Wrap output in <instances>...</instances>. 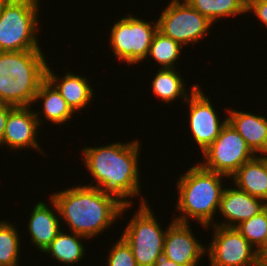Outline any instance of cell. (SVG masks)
Segmentation results:
<instances>
[{
  "mask_svg": "<svg viewBox=\"0 0 267 266\" xmlns=\"http://www.w3.org/2000/svg\"><path fill=\"white\" fill-rule=\"evenodd\" d=\"M139 142L135 139L124 144L113 142L101 147H84L82 156L85 168L96 182L95 185L91 182L86 186L111 193L124 204H132L133 196L141 194Z\"/></svg>",
  "mask_w": 267,
  "mask_h": 266,
  "instance_id": "1",
  "label": "cell"
},
{
  "mask_svg": "<svg viewBox=\"0 0 267 266\" xmlns=\"http://www.w3.org/2000/svg\"><path fill=\"white\" fill-rule=\"evenodd\" d=\"M49 198L56 203L60 221L64 220L71 232L88 239L105 232L131 207L117 196L86 184L54 192Z\"/></svg>",
  "mask_w": 267,
  "mask_h": 266,
  "instance_id": "2",
  "label": "cell"
},
{
  "mask_svg": "<svg viewBox=\"0 0 267 266\" xmlns=\"http://www.w3.org/2000/svg\"><path fill=\"white\" fill-rule=\"evenodd\" d=\"M41 51H0V103L14 107L34 104L48 65Z\"/></svg>",
  "mask_w": 267,
  "mask_h": 266,
  "instance_id": "3",
  "label": "cell"
},
{
  "mask_svg": "<svg viewBox=\"0 0 267 266\" xmlns=\"http://www.w3.org/2000/svg\"><path fill=\"white\" fill-rule=\"evenodd\" d=\"M177 181L178 199L176 210L181 212L175 221L189 223L190 218L198 220L201 226H212L214 215L220 207L225 188L222 174L204 169L199 163L188 168ZM213 219V220H212Z\"/></svg>",
  "mask_w": 267,
  "mask_h": 266,
  "instance_id": "4",
  "label": "cell"
},
{
  "mask_svg": "<svg viewBox=\"0 0 267 266\" xmlns=\"http://www.w3.org/2000/svg\"><path fill=\"white\" fill-rule=\"evenodd\" d=\"M39 7V0L7 1L0 16V51L41 50Z\"/></svg>",
  "mask_w": 267,
  "mask_h": 266,
  "instance_id": "5",
  "label": "cell"
},
{
  "mask_svg": "<svg viewBox=\"0 0 267 266\" xmlns=\"http://www.w3.org/2000/svg\"><path fill=\"white\" fill-rule=\"evenodd\" d=\"M141 199L121 237L131 247L138 266H153L163 256L167 228H161L147 201Z\"/></svg>",
  "mask_w": 267,
  "mask_h": 266,
  "instance_id": "6",
  "label": "cell"
},
{
  "mask_svg": "<svg viewBox=\"0 0 267 266\" xmlns=\"http://www.w3.org/2000/svg\"><path fill=\"white\" fill-rule=\"evenodd\" d=\"M158 31L157 21L136 18L129 14L117 20L111 28L110 47L114 56L125 63L137 64L147 59L153 37Z\"/></svg>",
  "mask_w": 267,
  "mask_h": 266,
  "instance_id": "7",
  "label": "cell"
},
{
  "mask_svg": "<svg viewBox=\"0 0 267 266\" xmlns=\"http://www.w3.org/2000/svg\"><path fill=\"white\" fill-rule=\"evenodd\" d=\"M206 170L230 177L256 155L237 130L227 122L219 136L202 152Z\"/></svg>",
  "mask_w": 267,
  "mask_h": 266,
  "instance_id": "8",
  "label": "cell"
},
{
  "mask_svg": "<svg viewBox=\"0 0 267 266\" xmlns=\"http://www.w3.org/2000/svg\"><path fill=\"white\" fill-rule=\"evenodd\" d=\"M158 31L182 46L198 43L209 33L212 22L186 0H171L157 19Z\"/></svg>",
  "mask_w": 267,
  "mask_h": 266,
  "instance_id": "9",
  "label": "cell"
},
{
  "mask_svg": "<svg viewBox=\"0 0 267 266\" xmlns=\"http://www.w3.org/2000/svg\"><path fill=\"white\" fill-rule=\"evenodd\" d=\"M207 247L210 266H263L261 254L235 228L213 225Z\"/></svg>",
  "mask_w": 267,
  "mask_h": 266,
  "instance_id": "10",
  "label": "cell"
},
{
  "mask_svg": "<svg viewBox=\"0 0 267 266\" xmlns=\"http://www.w3.org/2000/svg\"><path fill=\"white\" fill-rule=\"evenodd\" d=\"M204 91L197 84L191 87V96L186 101L190 109L189 128L192 137L203 152L219 136L222 128L228 122V116L220 121L215 112L210 97H206Z\"/></svg>",
  "mask_w": 267,
  "mask_h": 266,
  "instance_id": "11",
  "label": "cell"
},
{
  "mask_svg": "<svg viewBox=\"0 0 267 266\" xmlns=\"http://www.w3.org/2000/svg\"><path fill=\"white\" fill-rule=\"evenodd\" d=\"M30 107H14L6 120L2 144L11 150L27 148L42 151L38 141V131L42 124L40 112L30 110ZM37 139V140H36Z\"/></svg>",
  "mask_w": 267,
  "mask_h": 266,
  "instance_id": "12",
  "label": "cell"
},
{
  "mask_svg": "<svg viewBox=\"0 0 267 266\" xmlns=\"http://www.w3.org/2000/svg\"><path fill=\"white\" fill-rule=\"evenodd\" d=\"M189 224L172 220L167 227L163 256L182 266H197L207 247L196 240Z\"/></svg>",
  "mask_w": 267,
  "mask_h": 266,
  "instance_id": "13",
  "label": "cell"
},
{
  "mask_svg": "<svg viewBox=\"0 0 267 266\" xmlns=\"http://www.w3.org/2000/svg\"><path fill=\"white\" fill-rule=\"evenodd\" d=\"M266 202L249 195L238 188H225L220 201L219 212L225 217V223L212 225L236 227L241 222L258 215L266 208Z\"/></svg>",
  "mask_w": 267,
  "mask_h": 266,
  "instance_id": "14",
  "label": "cell"
},
{
  "mask_svg": "<svg viewBox=\"0 0 267 266\" xmlns=\"http://www.w3.org/2000/svg\"><path fill=\"white\" fill-rule=\"evenodd\" d=\"M50 204L53 208L44 202H37L34 205L33 211L30 213L28 223V232L31 235V242L43 253L44 250L51 244V241L57 236L61 229V222L56 203L50 198ZM56 212L58 215H56Z\"/></svg>",
  "mask_w": 267,
  "mask_h": 266,
  "instance_id": "15",
  "label": "cell"
},
{
  "mask_svg": "<svg viewBox=\"0 0 267 266\" xmlns=\"http://www.w3.org/2000/svg\"><path fill=\"white\" fill-rule=\"evenodd\" d=\"M53 72L48 64L46 78L57 88L73 112L81 111L90 104L94 92L85 76H79L67 71V74L60 78Z\"/></svg>",
  "mask_w": 267,
  "mask_h": 266,
  "instance_id": "16",
  "label": "cell"
},
{
  "mask_svg": "<svg viewBox=\"0 0 267 266\" xmlns=\"http://www.w3.org/2000/svg\"><path fill=\"white\" fill-rule=\"evenodd\" d=\"M228 122L257 155L267 154V117L227 108Z\"/></svg>",
  "mask_w": 267,
  "mask_h": 266,
  "instance_id": "17",
  "label": "cell"
},
{
  "mask_svg": "<svg viewBox=\"0 0 267 266\" xmlns=\"http://www.w3.org/2000/svg\"><path fill=\"white\" fill-rule=\"evenodd\" d=\"M239 190L267 201V155L245 162L231 177Z\"/></svg>",
  "mask_w": 267,
  "mask_h": 266,
  "instance_id": "18",
  "label": "cell"
},
{
  "mask_svg": "<svg viewBox=\"0 0 267 266\" xmlns=\"http://www.w3.org/2000/svg\"><path fill=\"white\" fill-rule=\"evenodd\" d=\"M39 100H43L42 112L47 121L56 125L57 123L64 124L72 118L74 112L47 78L40 84L34 102H40Z\"/></svg>",
  "mask_w": 267,
  "mask_h": 266,
  "instance_id": "19",
  "label": "cell"
},
{
  "mask_svg": "<svg viewBox=\"0 0 267 266\" xmlns=\"http://www.w3.org/2000/svg\"><path fill=\"white\" fill-rule=\"evenodd\" d=\"M83 238L87 239L85 236L73 232L67 234L60 230L43 253L50 254L51 258L62 264H79L85 256L84 244L81 243Z\"/></svg>",
  "mask_w": 267,
  "mask_h": 266,
  "instance_id": "20",
  "label": "cell"
},
{
  "mask_svg": "<svg viewBox=\"0 0 267 266\" xmlns=\"http://www.w3.org/2000/svg\"><path fill=\"white\" fill-rule=\"evenodd\" d=\"M176 68H159L156 75H154V78L152 80V91L153 95L156 97H159L162 102L171 103L178 99V97H181L183 100H187L189 96L188 90H186L184 84L185 81L182 79L181 75L176 72Z\"/></svg>",
  "mask_w": 267,
  "mask_h": 266,
  "instance_id": "21",
  "label": "cell"
},
{
  "mask_svg": "<svg viewBox=\"0 0 267 266\" xmlns=\"http://www.w3.org/2000/svg\"><path fill=\"white\" fill-rule=\"evenodd\" d=\"M186 2L212 23L222 19L221 17H234L247 13V6L242 0H186Z\"/></svg>",
  "mask_w": 267,
  "mask_h": 266,
  "instance_id": "22",
  "label": "cell"
},
{
  "mask_svg": "<svg viewBox=\"0 0 267 266\" xmlns=\"http://www.w3.org/2000/svg\"><path fill=\"white\" fill-rule=\"evenodd\" d=\"M235 228L261 254L264 260L267 257V207Z\"/></svg>",
  "mask_w": 267,
  "mask_h": 266,
  "instance_id": "23",
  "label": "cell"
},
{
  "mask_svg": "<svg viewBox=\"0 0 267 266\" xmlns=\"http://www.w3.org/2000/svg\"><path fill=\"white\" fill-rule=\"evenodd\" d=\"M182 45L157 31L153 37L147 57L160 64L161 68H175L181 55Z\"/></svg>",
  "mask_w": 267,
  "mask_h": 266,
  "instance_id": "24",
  "label": "cell"
},
{
  "mask_svg": "<svg viewBox=\"0 0 267 266\" xmlns=\"http://www.w3.org/2000/svg\"><path fill=\"white\" fill-rule=\"evenodd\" d=\"M6 221L0 222V266H18L21 237L18 229Z\"/></svg>",
  "mask_w": 267,
  "mask_h": 266,
  "instance_id": "25",
  "label": "cell"
},
{
  "mask_svg": "<svg viewBox=\"0 0 267 266\" xmlns=\"http://www.w3.org/2000/svg\"><path fill=\"white\" fill-rule=\"evenodd\" d=\"M108 266H138L129 244L120 237L113 244L107 258Z\"/></svg>",
  "mask_w": 267,
  "mask_h": 266,
  "instance_id": "26",
  "label": "cell"
},
{
  "mask_svg": "<svg viewBox=\"0 0 267 266\" xmlns=\"http://www.w3.org/2000/svg\"><path fill=\"white\" fill-rule=\"evenodd\" d=\"M246 10L253 12L255 17H258V20L267 27V0H255L246 7Z\"/></svg>",
  "mask_w": 267,
  "mask_h": 266,
  "instance_id": "27",
  "label": "cell"
},
{
  "mask_svg": "<svg viewBox=\"0 0 267 266\" xmlns=\"http://www.w3.org/2000/svg\"><path fill=\"white\" fill-rule=\"evenodd\" d=\"M13 108H14V106L9 105V104H2V103L0 104V145L1 146H3L2 140H3V135H4V131H5V125H6L8 113Z\"/></svg>",
  "mask_w": 267,
  "mask_h": 266,
  "instance_id": "28",
  "label": "cell"
},
{
  "mask_svg": "<svg viewBox=\"0 0 267 266\" xmlns=\"http://www.w3.org/2000/svg\"><path fill=\"white\" fill-rule=\"evenodd\" d=\"M153 266H182V265L176 264L172 260H169L165 258L164 256H162L158 259V261Z\"/></svg>",
  "mask_w": 267,
  "mask_h": 266,
  "instance_id": "29",
  "label": "cell"
},
{
  "mask_svg": "<svg viewBox=\"0 0 267 266\" xmlns=\"http://www.w3.org/2000/svg\"><path fill=\"white\" fill-rule=\"evenodd\" d=\"M8 0H0V16H1V12H2V9L4 7V5L7 3Z\"/></svg>",
  "mask_w": 267,
  "mask_h": 266,
  "instance_id": "30",
  "label": "cell"
},
{
  "mask_svg": "<svg viewBox=\"0 0 267 266\" xmlns=\"http://www.w3.org/2000/svg\"><path fill=\"white\" fill-rule=\"evenodd\" d=\"M253 1H255V0H242V2L246 5V6H248L251 2H253Z\"/></svg>",
  "mask_w": 267,
  "mask_h": 266,
  "instance_id": "31",
  "label": "cell"
},
{
  "mask_svg": "<svg viewBox=\"0 0 267 266\" xmlns=\"http://www.w3.org/2000/svg\"><path fill=\"white\" fill-rule=\"evenodd\" d=\"M263 266H267V257L263 260Z\"/></svg>",
  "mask_w": 267,
  "mask_h": 266,
  "instance_id": "32",
  "label": "cell"
}]
</instances>
